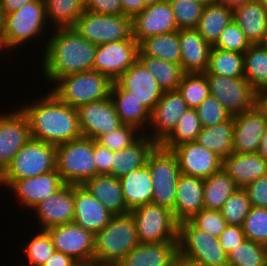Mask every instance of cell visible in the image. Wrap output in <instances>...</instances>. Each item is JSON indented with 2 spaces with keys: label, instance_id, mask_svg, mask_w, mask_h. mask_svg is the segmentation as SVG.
<instances>
[{
  "label": "cell",
  "instance_id": "6da1fadb",
  "mask_svg": "<svg viewBox=\"0 0 267 266\" xmlns=\"http://www.w3.org/2000/svg\"><path fill=\"white\" fill-rule=\"evenodd\" d=\"M25 104L18 106L27 116L33 139L58 146L83 136L77 108L60 101L51 91Z\"/></svg>",
  "mask_w": 267,
  "mask_h": 266
},
{
  "label": "cell",
  "instance_id": "7a4b0ae2",
  "mask_svg": "<svg viewBox=\"0 0 267 266\" xmlns=\"http://www.w3.org/2000/svg\"><path fill=\"white\" fill-rule=\"evenodd\" d=\"M52 32L41 55V74L50 85L61 77L93 70L97 45L87 41L73 27L55 28Z\"/></svg>",
  "mask_w": 267,
  "mask_h": 266
},
{
  "label": "cell",
  "instance_id": "3957f363",
  "mask_svg": "<svg viewBox=\"0 0 267 266\" xmlns=\"http://www.w3.org/2000/svg\"><path fill=\"white\" fill-rule=\"evenodd\" d=\"M139 244L131 212L113 215L110 222L95 234L93 266H116Z\"/></svg>",
  "mask_w": 267,
  "mask_h": 266
},
{
  "label": "cell",
  "instance_id": "277c9868",
  "mask_svg": "<svg viewBox=\"0 0 267 266\" xmlns=\"http://www.w3.org/2000/svg\"><path fill=\"white\" fill-rule=\"evenodd\" d=\"M45 0H34L17 11L4 15L2 44L4 50H14L28 41L49 34ZM46 27V28H45Z\"/></svg>",
  "mask_w": 267,
  "mask_h": 266
},
{
  "label": "cell",
  "instance_id": "5b68a950",
  "mask_svg": "<svg viewBox=\"0 0 267 266\" xmlns=\"http://www.w3.org/2000/svg\"><path fill=\"white\" fill-rule=\"evenodd\" d=\"M113 81L95 70L83 71L59 78L51 91L60 101L71 107L110 97Z\"/></svg>",
  "mask_w": 267,
  "mask_h": 266
},
{
  "label": "cell",
  "instance_id": "8992f818",
  "mask_svg": "<svg viewBox=\"0 0 267 266\" xmlns=\"http://www.w3.org/2000/svg\"><path fill=\"white\" fill-rule=\"evenodd\" d=\"M94 140L81 136L56 146V169L65 184L83 185L97 175Z\"/></svg>",
  "mask_w": 267,
  "mask_h": 266
},
{
  "label": "cell",
  "instance_id": "52a82bcc",
  "mask_svg": "<svg viewBox=\"0 0 267 266\" xmlns=\"http://www.w3.org/2000/svg\"><path fill=\"white\" fill-rule=\"evenodd\" d=\"M146 165L153 185L151 202L170 209L174 215L176 189L181 174L175 153L157 144L148 155Z\"/></svg>",
  "mask_w": 267,
  "mask_h": 266
},
{
  "label": "cell",
  "instance_id": "ba28073f",
  "mask_svg": "<svg viewBox=\"0 0 267 266\" xmlns=\"http://www.w3.org/2000/svg\"><path fill=\"white\" fill-rule=\"evenodd\" d=\"M73 28L95 45L135 40L132 36V18L123 14H99L84 10Z\"/></svg>",
  "mask_w": 267,
  "mask_h": 266
},
{
  "label": "cell",
  "instance_id": "9c48e42d",
  "mask_svg": "<svg viewBox=\"0 0 267 266\" xmlns=\"http://www.w3.org/2000/svg\"><path fill=\"white\" fill-rule=\"evenodd\" d=\"M53 170H56V146L32 138L13 157L0 180L30 178Z\"/></svg>",
  "mask_w": 267,
  "mask_h": 266
},
{
  "label": "cell",
  "instance_id": "30bf717a",
  "mask_svg": "<svg viewBox=\"0 0 267 266\" xmlns=\"http://www.w3.org/2000/svg\"><path fill=\"white\" fill-rule=\"evenodd\" d=\"M178 252L208 266H228V255L219 239L196 228L189 220L178 224Z\"/></svg>",
  "mask_w": 267,
  "mask_h": 266
},
{
  "label": "cell",
  "instance_id": "8fae6325",
  "mask_svg": "<svg viewBox=\"0 0 267 266\" xmlns=\"http://www.w3.org/2000/svg\"><path fill=\"white\" fill-rule=\"evenodd\" d=\"M130 212L135 220L140 243L178 241L179 223L170 209L151 202Z\"/></svg>",
  "mask_w": 267,
  "mask_h": 266
},
{
  "label": "cell",
  "instance_id": "7c38bea8",
  "mask_svg": "<svg viewBox=\"0 0 267 266\" xmlns=\"http://www.w3.org/2000/svg\"><path fill=\"white\" fill-rule=\"evenodd\" d=\"M205 75L209 83L210 94L223 105L230 115L235 116L254 107L255 91L244 76Z\"/></svg>",
  "mask_w": 267,
  "mask_h": 266
},
{
  "label": "cell",
  "instance_id": "4fadbf2b",
  "mask_svg": "<svg viewBox=\"0 0 267 266\" xmlns=\"http://www.w3.org/2000/svg\"><path fill=\"white\" fill-rule=\"evenodd\" d=\"M56 251L71 256L81 266H93L95 235L75 222L46 229Z\"/></svg>",
  "mask_w": 267,
  "mask_h": 266
},
{
  "label": "cell",
  "instance_id": "5bb4252c",
  "mask_svg": "<svg viewBox=\"0 0 267 266\" xmlns=\"http://www.w3.org/2000/svg\"><path fill=\"white\" fill-rule=\"evenodd\" d=\"M189 109L178 90L164 91L150 112L146 135L156 144H161L175 129L180 117Z\"/></svg>",
  "mask_w": 267,
  "mask_h": 266
},
{
  "label": "cell",
  "instance_id": "9a60e30c",
  "mask_svg": "<svg viewBox=\"0 0 267 266\" xmlns=\"http://www.w3.org/2000/svg\"><path fill=\"white\" fill-rule=\"evenodd\" d=\"M136 40L108 42L97 45L93 70L108 76L113 82L138 60Z\"/></svg>",
  "mask_w": 267,
  "mask_h": 266
},
{
  "label": "cell",
  "instance_id": "2e32d148",
  "mask_svg": "<svg viewBox=\"0 0 267 266\" xmlns=\"http://www.w3.org/2000/svg\"><path fill=\"white\" fill-rule=\"evenodd\" d=\"M31 139L27 116L20 107L6 114L0 113V175L17 152Z\"/></svg>",
  "mask_w": 267,
  "mask_h": 266
},
{
  "label": "cell",
  "instance_id": "e0dca14e",
  "mask_svg": "<svg viewBox=\"0 0 267 266\" xmlns=\"http://www.w3.org/2000/svg\"><path fill=\"white\" fill-rule=\"evenodd\" d=\"M65 183L57 169L35 177L0 180V187L9 189L19 204L32 210L41 201L58 191Z\"/></svg>",
  "mask_w": 267,
  "mask_h": 266
},
{
  "label": "cell",
  "instance_id": "ac0fdd59",
  "mask_svg": "<svg viewBox=\"0 0 267 266\" xmlns=\"http://www.w3.org/2000/svg\"><path fill=\"white\" fill-rule=\"evenodd\" d=\"M77 111L82 135L93 140L123 125L110 97L80 105Z\"/></svg>",
  "mask_w": 267,
  "mask_h": 266
},
{
  "label": "cell",
  "instance_id": "d6986e66",
  "mask_svg": "<svg viewBox=\"0 0 267 266\" xmlns=\"http://www.w3.org/2000/svg\"><path fill=\"white\" fill-rule=\"evenodd\" d=\"M32 210L39 230L74 222V185L64 184Z\"/></svg>",
  "mask_w": 267,
  "mask_h": 266
},
{
  "label": "cell",
  "instance_id": "ffe728a7",
  "mask_svg": "<svg viewBox=\"0 0 267 266\" xmlns=\"http://www.w3.org/2000/svg\"><path fill=\"white\" fill-rule=\"evenodd\" d=\"M168 0L147 6L132 18V36L139 44L147 37L178 31Z\"/></svg>",
  "mask_w": 267,
  "mask_h": 266
},
{
  "label": "cell",
  "instance_id": "44dd1931",
  "mask_svg": "<svg viewBox=\"0 0 267 266\" xmlns=\"http://www.w3.org/2000/svg\"><path fill=\"white\" fill-rule=\"evenodd\" d=\"M129 95L134 96L150 112L161 98L163 90L148 69L137 60L116 81Z\"/></svg>",
  "mask_w": 267,
  "mask_h": 266
},
{
  "label": "cell",
  "instance_id": "7402d4cb",
  "mask_svg": "<svg viewBox=\"0 0 267 266\" xmlns=\"http://www.w3.org/2000/svg\"><path fill=\"white\" fill-rule=\"evenodd\" d=\"M182 174L206 179L222 168V159L197 142H187L172 150Z\"/></svg>",
  "mask_w": 267,
  "mask_h": 266
},
{
  "label": "cell",
  "instance_id": "603a6c76",
  "mask_svg": "<svg viewBox=\"0 0 267 266\" xmlns=\"http://www.w3.org/2000/svg\"><path fill=\"white\" fill-rule=\"evenodd\" d=\"M233 152L258 153L260 141L267 128L266 120L253 107L233 116Z\"/></svg>",
  "mask_w": 267,
  "mask_h": 266
},
{
  "label": "cell",
  "instance_id": "cb8c5ba5",
  "mask_svg": "<svg viewBox=\"0 0 267 266\" xmlns=\"http://www.w3.org/2000/svg\"><path fill=\"white\" fill-rule=\"evenodd\" d=\"M113 217L82 185H74V222L94 235Z\"/></svg>",
  "mask_w": 267,
  "mask_h": 266
},
{
  "label": "cell",
  "instance_id": "d4e9b609",
  "mask_svg": "<svg viewBox=\"0 0 267 266\" xmlns=\"http://www.w3.org/2000/svg\"><path fill=\"white\" fill-rule=\"evenodd\" d=\"M178 241L140 243L116 266H175Z\"/></svg>",
  "mask_w": 267,
  "mask_h": 266
},
{
  "label": "cell",
  "instance_id": "484cf974",
  "mask_svg": "<svg viewBox=\"0 0 267 266\" xmlns=\"http://www.w3.org/2000/svg\"><path fill=\"white\" fill-rule=\"evenodd\" d=\"M181 63L184 73H206L212 45L196 29H179Z\"/></svg>",
  "mask_w": 267,
  "mask_h": 266
},
{
  "label": "cell",
  "instance_id": "4316f807",
  "mask_svg": "<svg viewBox=\"0 0 267 266\" xmlns=\"http://www.w3.org/2000/svg\"><path fill=\"white\" fill-rule=\"evenodd\" d=\"M204 179L180 174L176 189L174 218L178 223L190 220L204 209Z\"/></svg>",
  "mask_w": 267,
  "mask_h": 266
},
{
  "label": "cell",
  "instance_id": "83f0119b",
  "mask_svg": "<svg viewBox=\"0 0 267 266\" xmlns=\"http://www.w3.org/2000/svg\"><path fill=\"white\" fill-rule=\"evenodd\" d=\"M222 168L238 188L267 174V162L258 153L233 152L222 160Z\"/></svg>",
  "mask_w": 267,
  "mask_h": 266
},
{
  "label": "cell",
  "instance_id": "f1b7e54d",
  "mask_svg": "<svg viewBox=\"0 0 267 266\" xmlns=\"http://www.w3.org/2000/svg\"><path fill=\"white\" fill-rule=\"evenodd\" d=\"M82 186L113 215L130 212L123 198L119 178L110 174H97Z\"/></svg>",
  "mask_w": 267,
  "mask_h": 266
},
{
  "label": "cell",
  "instance_id": "f546056e",
  "mask_svg": "<svg viewBox=\"0 0 267 266\" xmlns=\"http://www.w3.org/2000/svg\"><path fill=\"white\" fill-rule=\"evenodd\" d=\"M110 98L123 124L132 125L141 132L146 133L150 122V111L147 110L138 99L129 95V93L123 90L115 81L111 87Z\"/></svg>",
  "mask_w": 267,
  "mask_h": 266
},
{
  "label": "cell",
  "instance_id": "4dcf8cb0",
  "mask_svg": "<svg viewBox=\"0 0 267 266\" xmlns=\"http://www.w3.org/2000/svg\"><path fill=\"white\" fill-rule=\"evenodd\" d=\"M119 181L125 204L130 211L151 203L153 185L151 173L146 164L141 168L130 171L127 175L119 178Z\"/></svg>",
  "mask_w": 267,
  "mask_h": 266
},
{
  "label": "cell",
  "instance_id": "1f68e13d",
  "mask_svg": "<svg viewBox=\"0 0 267 266\" xmlns=\"http://www.w3.org/2000/svg\"><path fill=\"white\" fill-rule=\"evenodd\" d=\"M157 144L145 133L131 146L113 152L112 176L121 178L146 164L148 155Z\"/></svg>",
  "mask_w": 267,
  "mask_h": 266
},
{
  "label": "cell",
  "instance_id": "d6a6232c",
  "mask_svg": "<svg viewBox=\"0 0 267 266\" xmlns=\"http://www.w3.org/2000/svg\"><path fill=\"white\" fill-rule=\"evenodd\" d=\"M233 20L251 44H258L267 28V12L254 0L233 8Z\"/></svg>",
  "mask_w": 267,
  "mask_h": 266
},
{
  "label": "cell",
  "instance_id": "836d02e7",
  "mask_svg": "<svg viewBox=\"0 0 267 266\" xmlns=\"http://www.w3.org/2000/svg\"><path fill=\"white\" fill-rule=\"evenodd\" d=\"M233 20V8L226 2H211L205 5L196 30L211 45Z\"/></svg>",
  "mask_w": 267,
  "mask_h": 266
},
{
  "label": "cell",
  "instance_id": "e575fe53",
  "mask_svg": "<svg viewBox=\"0 0 267 266\" xmlns=\"http://www.w3.org/2000/svg\"><path fill=\"white\" fill-rule=\"evenodd\" d=\"M234 121H227L211 127H202L195 142L215 153L222 160L233 153Z\"/></svg>",
  "mask_w": 267,
  "mask_h": 266
},
{
  "label": "cell",
  "instance_id": "d590c367",
  "mask_svg": "<svg viewBox=\"0 0 267 266\" xmlns=\"http://www.w3.org/2000/svg\"><path fill=\"white\" fill-rule=\"evenodd\" d=\"M139 50L146 56L159 58L174 64L181 63L178 31L147 37L139 43Z\"/></svg>",
  "mask_w": 267,
  "mask_h": 266
},
{
  "label": "cell",
  "instance_id": "8d00e7d4",
  "mask_svg": "<svg viewBox=\"0 0 267 266\" xmlns=\"http://www.w3.org/2000/svg\"><path fill=\"white\" fill-rule=\"evenodd\" d=\"M237 189L233 179L221 168L204 179V208L220 210Z\"/></svg>",
  "mask_w": 267,
  "mask_h": 266
},
{
  "label": "cell",
  "instance_id": "74e56055",
  "mask_svg": "<svg viewBox=\"0 0 267 266\" xmlns=\"http://www.w3.org/2000/svg\"><path fill=\"white\" fill-rule=\"evenodd\" d=\"M138 60L153 75L163 91L178 90L185 74L180 64L146 56L140 50L138 51Z\"/></svg>",
  "mask_w": 267,
  "mask_h": 266
},
{
  "label": "cell",
  "instance_id": "f35d334b",
  "mask_svg": "<svg viewBox=\"0 0 267 266\" xmlns=\"http://www.w3.org/2000/svg\"><path fill=\"white\" fill-rule=\"evenodd\" d=\"M244 77L255 92L267 90V49L259 43L244 53Z\"/></svg>",
  "mask_w": 267,
  "mask_h": 266
},
{
  "label": "cell",
  "instance_id": "ab89813d",
  "mask_svg": "<svg viewBox=\"0 0 267 266\" xmlns=\"http://www.w3.org/2000/svg\"><path fill=\"white\" fill-rule=\"evenodd\" d=\"M86 0H45L47 20L51 28L73 27L85 10Z\"/></svg>",
  "mask_w": 267,
  "mask_h": 266
},
{
  "label": "cell",
  "instance_id": "60d3db41",
  "mask_svg": "<svg viewBox=\"0 0 267 266\" xmlns=\"http://www.w3.org/2000/svg\"><path fill=\"white\" fill-rule=\"evenodd\" d=\"M204 74H217L225 77H243L244 54L212 47L208 68Z\"/></svg>",
  "mask_w": 267,
  "mask_h": 266
},
{
  "label": "cell",
  "instance_id": "b9f144b4",
  "mask_svg": "<svg viewBox=\"0 0 267 266\" xmlns=\"http://www.w3.org/2000/svg\"><path fill=\"white\" fill-rule=\"evenodd\" d=\"M201 129L202 125L196 109L189 108L180 117L172 133L160 145L165 149L173 150L180 144L194 142Z\"/></svg>",
  "mask_w": 267,
  "mask_h": 266
},
{
  "label": "cell",
  "instance_id": "7bdbcfd3",
  "mask_svg": "<svg viewBox=\"0 0 267 266\" xmlns=\"http://www.w3.org/2000/svg\"><path fill=\"white\" fill-rule=\"evenodd\" d=\"M189 108H197L209 95V83L204 73H185L178 86Z\"/></svg>",
  "mask_w": 267,
  "mask_h": 266
},
{
  "label": "cell",
  "instance_id": "ee69618b",
  "mask_svg": "<svg viewBox=\"0 0 267 266\" xmlns=\"http://www.w3.org/2000/svg\"><path fill=\"white\" fill-rule=\"evenodd\" d=\"M267 246L246 239L228 254V266H265Z\"/></svg>",
  "mask_w": 267,
  "mask_h": 266
},
{
  "label": "cell",
  "instance_id": "f6af8a7d",
  "mask_svg": "<svg viewBox=\"0 0 267 266\" xmlns=\"http://www.w3.org/2000/svg\"><path fill=\"white\" fill-rule=\"evenodd\" d=\"M30 237L25 245L24 255L27 262L22 266H42L54 253L55 247L46 230H39Z\"/></svg>",
  "mask_w": 267,
  "mask_h": 266
},
{
  "label": "cell",
  "instance_id": "bcb514c9",
  "mask_svg": "<svg viewBox=\"0 0 267 266\" xmlns=\"http://www.w3.org/2000/svg\"><path fill=\"white\" fill-rule=\"evenodd\" d=\"M179 29H196L205 4L196 0H168Z\"/></svg>",
  "mask_w": 267,
  "mask_h": 266
},
{
  "label": "cell",
  "instance_id": "7dc6e473",
  "mask_svg": "<svg viewBox=\"0 0 267 266\" xmlns=\"http://www.w3.org/2000/svg\"><path fill=\"white\" fill-rule=\"evenodd\" d=\"M251 208L247 192L238 188L220 209L227 224L242 226Z\"/></svg>",
  "mask_w": 267,
  "mask_h": 266
},
{
  "label": "cell",
  "instance_id": "c3c4849f",
  "mask_svg": "<svg viewBox=\"0 0 267 266\" xmlns=\"http://www.w3.org/2000/svg\"><path fill=\"white\" fill-rule=\"evenodd\" d=\"M242 229L246 239L267 246V208L251 206Z\"/></svg>",
  "mask_w": 267,
  "mask_h": 266
},
{
  "label": "cell",
  "instance_id": "681fc988",
  "mask_svg": "<svg viewBox=\"0 0 267 266\" xmlns=\"http://www.w3.org/2000/svg\"><path fill=\"white\" fill-rule=\"evenodd\" d=\"M143 134L138 128L129 124H123L116 130L98 137L95 141L111 151L116 152L131 146Z\"/></svg>",
  "mask_w": 267,
  "mask_h": 266
},
{
  "label": "cell",
  "instance_id": "f907efd6",
  "mask_svg": "<svg viewBox=\"0 0 267 266\" xmlns=\"http://www.w3.org/2000/svg\"><path fill=\"white\" fill-rule=\"evenodd\" d=\"M250 46V41L246 38L245 33L234 20L226 26V28L221 32L219 38L212 45L213 48L243 54Z\"/></svg>",
  "mask_w": 267,
  "mask_h": 266
},
{
  "label": "cell",
  "instance_id": "816d5d0a",
  "mask_svg": "<svg viewBox=\"0 0 267 266\" xmlns=\"http://www.w3.org/2000/svg\"><path fill=\"white\" fill-rule=\"evenodd\" d=\"M196 111L202 127L217 125L232 116L211 94L196 108Z\"/></svg>",
  "mask_w": 267,
  "mask_h": 266
},
{
  "label": "cell",
  "instance_id": "f5cc1de1",
  "mask_svg": "<svg viewBox=\"0 0 267 266\" xmlns=\"http://www.w3.org/2000/svg\"><path fill=\"white\" fill-rule=\"evenodd\" d=\"M189 221L196 228L217 238L228 225L222 216L221 211L216 209L204 208L199 213L195 214Z\"/></svg>",
  "mask_w": 267,
  "mask_h": 266
},
{
  "label": "cell",
  "instance_id": "db71d44e",
  "mask_svg": "<svg viewBox=\"0 0 267 266\" xmlns=\"http://www.w3.org/2000/svg\"><path fill=\"white\" fill-rule=\"evenodd\" d=\"M253 207L267 208V174L263 175L243 188Z\"/></svg>",
  "mask_w": 267,
  "mask_h": 266
},
{
  "label": "cell",
  "instance_id": "11a10c76",
  "mask_svg": "<svg viewBox=\"0 0 267 266\" xmlns=\"http://www.w3.org/2000/svg\"><path fill=\"white\" fill-rule=\"evenodd\" d=\"M223 250L227 255L240 243L246 240L242 226L227 225L224 231L218 237Z\"/></svg>",
  "mask_w": 267,
  "mask_h": 266
},
{
  "label": "cell",
  "instance_id": "9f6ffc18",
  "mask_svg": "<svg viewBox=\"0 0 267 266\" xmlns=\"http://www.w3.org/2000/svg\"><path fill=\"white\" fill-rule=\"evenodd\" d=\"M85 10L99 14H123L121 0H86Z\"/></svg>",
  "mask_w": 267,
  "mask_h": 266
},
{
  "label": "cell",
  "instance_id": "6f0895ef",
  "mask_svg": "<svg viewBox=\"0 0 267 266\" xmlns=\"http://www.w3.org/2000/svg\"><path fill=\"white\" fill-rule=\"evenodd\" d=\"M93 158L95 160L97 174L112 175L113 151L98 144L94 140Z\"/></svg>",
  "mask_w": 267,
  "mask_h": 266
},
{
  "label": "cell",
  "instance_id": "680465c9",
  "mask_svg": "<svg viewBox=\"0 0 267 266\" xmlns=\"http://www.w3.org/2000/svg\"><path fill=\"white\" fill-rule=\"evenodd\" d=\"M42 266H81L71 256L54 251L52 256Z\"/></svg>",
  "mask_w": 267,
  "mask_h": 266
},
{
  "label": "cell",
  "instance_id": "91938a15",
  "mask_svg": "<svg viewBox=\"0 0 267 266\" xmlns=\"http://www.w3.org/2000/svg\"><path fill=\"white\" fill-rule=\"evenodd\" d=\"M123 15L133 18L142 12L146 6L144 0H121Z\"/></svg>",
  "mask_w": 267,
  "mask_h": 266
},
{
  "label": "cell",
  "instance_id": "94428289",
  "mask_svg": "<svg viewBox=\"0 0 267 266\" xmlns=\"http://www.w3.org/2000/svg\"><path fill=\"white\" fill-rule=\"evenodd\" d=\"M254 108L267 122V90H260L255 92Z\"/></svg>",
  "mask_w": 267,
  "mask_h": 266
},
{
  "label": "cell",
  "instance_id": "6125c7cd",
  "mask_svg": "<svg viewBox=\"0 0 267 266\" xmlns=\"http://www.w3.org/2000/svg\"><path fill=\"white\" fill-rule=\"evenodd\" d=\"M34 0H0L4 15L17 11L25 4Z\"/></svg>",
  "mask_w": 267,
  "mask_h": 266
},
{
  "label": "cell",
  "instance_id": "be15d7a7",
  "mask_svg": "<svg viewBox=\"0 0 267 266\" xmlns=\"http://www.w3.org/2000/svg\"><path fill=\"white\" fill-rule=\"evenodd\" d=\"M175 266H208V265L196 261L194 259L188 258L178 252L175 259Z\"/></svg>",
  "mask_w": 267,
  "mask_h": 266
},
{
  "label": "cell",
  "instance_id": "e7e4bbea",
  "mask_svg": "<svg viewBox=\"0 0 267 266\" xmlns=\"http://www.w3.org/2000/svg\"><path fill=\"white\" fill-rule=\"evenodd\" d=\"M258 154L267 162V128L262 135Z\"/></svg>",
  "mask_w": 267,
  "mask_h": 266
},
{
  "label": "cell",
  "instance_id": "03108f58",
  "mask_svg": "<svg viewBox=\"0 0 267 266\" xmlns=\"http://www.w3.org/2000/svg\"><path fill=\"white\" fill-rule=\"evenodd\" d=\"M251 1L254 0H227L226 3L229 4L232 8H235L237 6L244 5Z\"/></svg>",
  "mask_w": 267,
  "mask_h": 266
},
{
  "label": "cell",
  "instance_id": "003e7915",
  "mask_svg": "<svg viewBox=\"0 0 267 266\" xmlns=\"http://www.w3.org/2000/svg\"><path fill=\"white\" fill-rule=\"evenodd\" d=\"M3 25H4V13L0 4V35H2L3 32Z\"/></svg>",
  "mask_w": 267,
  "mask_h": 266
},
{
  "label": "cell",
  "instance_id": "a7ac6f4b",
  "mask_svg": "<svg viewBox=\"0 0 267 266\" xmlns=\"http://www.w3.org/2000/svg\"><path fill=\"white\" fill-rule=\"evenodd\" d=\"M259 44L267 49V28L265 30V34L262 37V40L259 42Z\"/></svg>",
  "mask_w": 267,
  "mask_h": 266
},
{
  "label": "cell",
  "instance_id": "89a4df30",
  "mask_svg": "<svg viewBox=\"0 0 267 266\" xmlns=\"http://www.w3.org/2000/svg\"><path fill=\"white\" fill-rule=\"evenodd\" d=\"M162 1L164 0H144L146 7L150 5L158 4L159 2H162Z\"/></svg>",
  "mask_w": 267,
  "mask_h": 266
},
{
  "label": "cell",
  "instance_id": "2644e50d",
  "mask_svg": "<svg viewBox=\"0 0 267 266\" xmlns=\"http://www.w3.org/2000/svg\"><path fill=\"white\" fill-rule=\"evenodd\" d=\"M267 12V0H256Z\"/></svg>",
  "mask_w": 267,
  "mask_h": 266
},
{
  "label": "cell",
  "instance_id": "8c879c8a",
  "mask_svg": "<svg viewBox=\"0 0 267 266\" xmlns=\"http://www.w3.org/2000/svg\"><path fill=\"white\" fill-rule=\"evenodd\" d=\"M196 1H198L200 3H203L205 5L208 4V3L214 2L213 0H196Z\"/></svg>",
  "mask_w": 267,
  "mask_h": 266
},
{
  "label": "cell",
  "instance_id": "753ad0ef",
  "mask_svg": "<svg viewBox=\"0 0 267 266\" xmlns=\"http://www.w3.org/2000/svg\"><path fill=\"white\" fill-rule=\"evenodd\" d=\"M2 49L5 52L3 44H2V35H0V51H2Z\"/></svg>",
  "mask_w": 267,
  "mask_h": 266
},
{
  "label": "cell",
  "instance_id": "34e18365",
  "mask_svg": "<svg viewBox=\"0 0 267 266\" xmlns=\"http://www.w3.org/2000/svg\"><path fill=\"white\" fill-rule=\"evenodd\" d=\"M214 2H226L227 0H213Z\"/></svg>",
  "mask_w": 267,
  "mask_h": 266
}]
</instances>
